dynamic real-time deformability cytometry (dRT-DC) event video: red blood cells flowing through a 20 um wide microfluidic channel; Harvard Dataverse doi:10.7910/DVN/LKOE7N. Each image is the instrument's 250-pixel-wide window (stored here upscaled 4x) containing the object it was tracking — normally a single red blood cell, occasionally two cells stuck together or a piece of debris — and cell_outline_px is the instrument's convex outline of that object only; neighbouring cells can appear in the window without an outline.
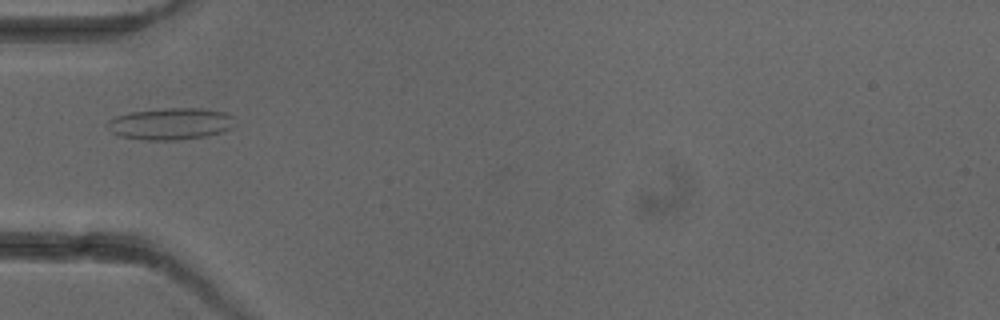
{"species": "common noctule bat (a hibernating species)", "species_latin": "Nyctalus noctula", "temperature_condition": "cold", "stored_images_in_passage": 4, "camera_frame_rate_fps": 3000, "um_per_image_px": 0.085, "animal": {"sex": "female"}, "frame": {"image": 1, "passage_image": 4, "time_ms": 4.333, "image_size_px": [1000, 320], "cell_outline_px": [[232, 116], [228, 128], [220, 132], [204, 136], [176, 140], [144, 140], [120, 136], [112, 132], [108, 124], [108, 120], [116, 116], [128, 112], [164, 108], [200, 108], [224, 112]], "centroid_in_image_um": [14.41, 10.51], "position_along_channel_um": 70.6, "area_um2": 23.12}}